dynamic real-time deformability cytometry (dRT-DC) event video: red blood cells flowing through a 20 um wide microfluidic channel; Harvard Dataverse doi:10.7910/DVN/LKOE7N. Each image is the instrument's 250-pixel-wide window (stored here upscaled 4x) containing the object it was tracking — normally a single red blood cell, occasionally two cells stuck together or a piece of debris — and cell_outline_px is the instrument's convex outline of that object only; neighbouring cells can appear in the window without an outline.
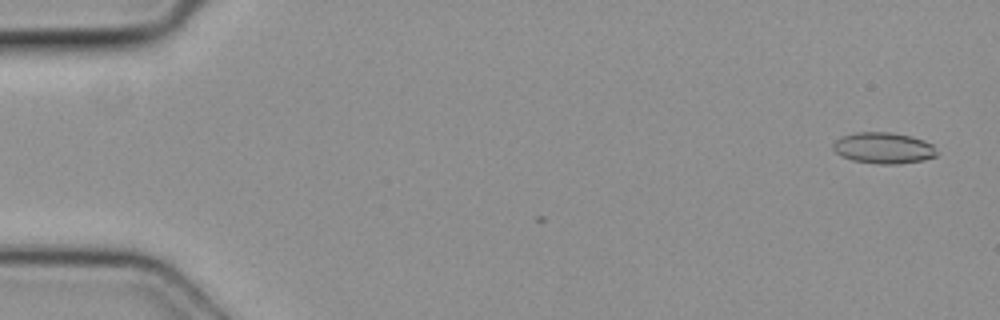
{"species": "common noctule bat (a hibernating species)", "species_latin": "Nyctalus noctula", "temperature_condition": "cold", "stored_images_in_passage": 4, "camera_frame_rate_fps": 3000, "um_per_image_px": 0.085, "animal": {"sex": "female", "body_mass_g": 19.3, "forearm_length_mm": 54.1}, "frame": {"image": 1, "passage_image": 4, "time_ms": 1.0, "image_size_px": [1000, 320], "cell_outline_px": [[936, 156], [924, 160], [896, 164], [880, 164], [852, 160], [840, 156], [832, 148], [832, 144], [840, 136], [856, 132], [892, 132], [912, 136], [924, 140], [932, 144], [936, 152]], "centroid_in_image_um": [75.07, 12.57], "position_along_channel_um": 9.9, "area_um2": 18.96}}